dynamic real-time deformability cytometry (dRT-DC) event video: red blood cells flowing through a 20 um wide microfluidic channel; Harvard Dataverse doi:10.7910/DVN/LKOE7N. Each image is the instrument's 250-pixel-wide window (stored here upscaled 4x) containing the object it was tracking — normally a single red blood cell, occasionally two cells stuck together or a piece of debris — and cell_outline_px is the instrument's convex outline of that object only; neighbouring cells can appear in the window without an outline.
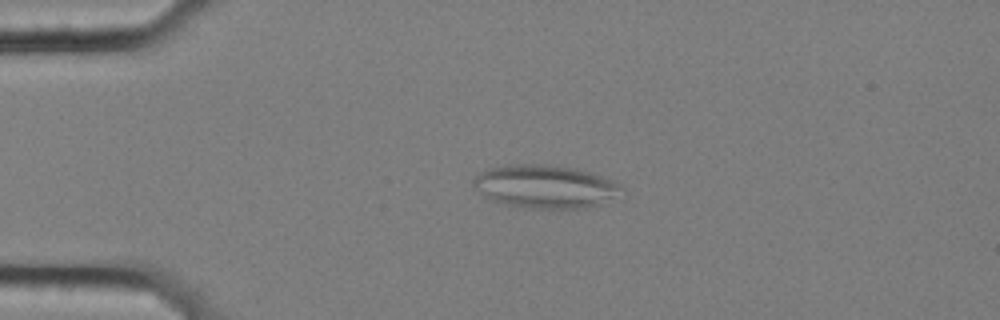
{"species": "common noctule bat (a hibernating species)", "species_latin": "Nyctalus noctula", "temperature_condition": "cold", "stored_images_in_passage": 46, "segment_of_instrument_passage": [1, 2], "camera_frame_rate_fps": 3000, "um_per_image_px": 0.085, "animal": {"sex": "female", "body_mass_g": 25.1}, "frame": {"image": 1, "passage_image": 2, "time_ms": 0.333, "image_size_px": [1000, 320], "cell_outline_px": [[624, 188], [612, 196], [588, 208], [524, 208], [492, 200], [484, 196], [472, 184], [472, 180], [480, 172], [488, 168], [512, 164], [548, 164], [572, 168], [588, 172], [616, 180]], "centroid_in_image_um": [46.29, 15.84], "position_along_channel_um": 38.7, "area_um2": 36.82}}